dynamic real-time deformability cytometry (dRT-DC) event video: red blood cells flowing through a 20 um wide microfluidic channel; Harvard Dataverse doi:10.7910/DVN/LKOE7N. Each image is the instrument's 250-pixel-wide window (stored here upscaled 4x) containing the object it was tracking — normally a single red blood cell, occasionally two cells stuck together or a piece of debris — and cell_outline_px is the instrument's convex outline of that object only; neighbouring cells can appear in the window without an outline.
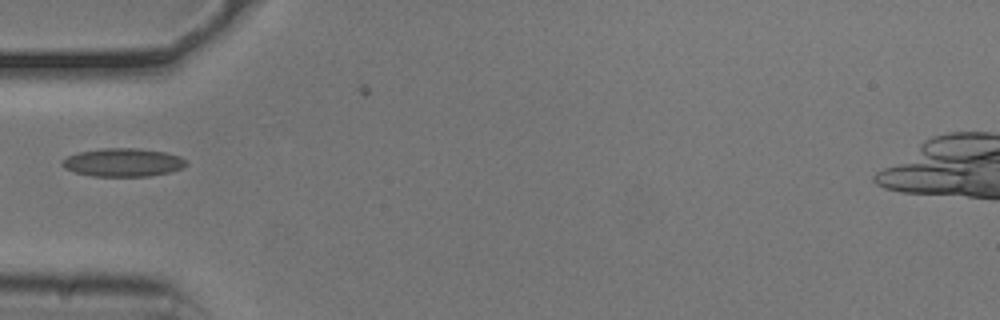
{"species": "common noctule bat (a hibernating species)", "species_latin": "Nyctalus noctula", "temperature_condition": "cold", "stored_images_in_passage": 29, "camera_frame_rate_fps": 3000, "um_per_image_px": 0.085, "animal": {"sex": "male", "body_mass_g": 20.5, "forearm_length_mm": 52.5}, "frame": {"image": 1, "passage_image": 1, "time_ms": 0.0, "image_size_px": [1000, 320], "cell_outline_px": [[188, 164], [184, 168], [168, 172], [148, 176], [92, 176], [76, 172], [64, 168], [60, 164], [60, 160], [68, 156], [80, 152], [100, 148], [136, 148], [164, 152], [180, 156], [188, 160]], "centroid_in_image_um": [10.46, 13.8], "position_along_channel_um": 74.5, "area_um2": 20.52}}